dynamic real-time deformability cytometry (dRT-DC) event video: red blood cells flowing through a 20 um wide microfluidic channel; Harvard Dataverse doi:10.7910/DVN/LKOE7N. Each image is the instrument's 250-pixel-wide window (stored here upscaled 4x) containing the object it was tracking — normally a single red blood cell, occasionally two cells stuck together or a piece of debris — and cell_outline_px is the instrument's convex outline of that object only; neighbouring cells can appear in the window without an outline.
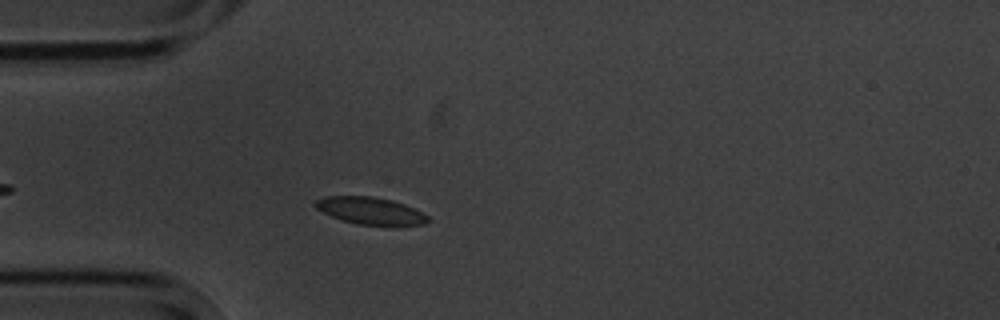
{"species": "common noctule bat (a hibernating species)", "species_latin": "Nyctalus noctula", "temperature_condition": "cold", "stored_images_in_passage": 3, "camera_frame_rate_fps": 3000, "um_per_image_px": 0.085, "animal": {"sex": "male", "body_mass_g": 20.1, "forearm_length_mm": 53.5}, "frame": {"image": 1, "passage_image": 3, "time_ms": 2.333, "image_size_px": [1000, 320], "cell_outline_px": [[432, 220], [424, 224], [356, 224], [332, 216], [316, 208], [312, 204], [316, 200], [324, 196], [372, 196], [392, 200], [404, 204], [428, 216]], "centroid_in_image_um": [31.45, 17.89], "position_along_channel_um": 53.6, "area_um2": 17.4}}